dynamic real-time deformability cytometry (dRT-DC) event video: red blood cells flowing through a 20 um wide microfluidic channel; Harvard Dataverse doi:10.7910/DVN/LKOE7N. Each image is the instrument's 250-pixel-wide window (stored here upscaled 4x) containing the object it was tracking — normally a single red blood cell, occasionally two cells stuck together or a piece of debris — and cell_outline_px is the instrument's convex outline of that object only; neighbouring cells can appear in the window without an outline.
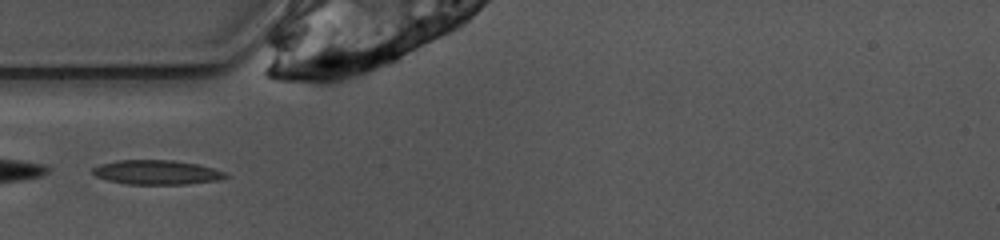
{"species": "common noctule bat (a hibernating species)", "species_latin": "Nyctalus noctula", "temperature_condition": "warm", "stored_images_in_passage": 40, "camera_frame_rate_fps": 3000, "um_per_image_px": 0.085, "animal": {"sex": "female", "body_mass_g": 10.0, "forearm_length_mm": 53.1}, "frame": {"image": 1, "passage_image": 3, "time_ms": 0.667, "image_size_px": [1000, 240], "cell_outline_px": [[228, 176], [224, 180], [184, 184], [124, 184], [108, 180], [96, 176], [92, 172], [92, 168], [100, 164], [116, 160], [172, 160], [196, 164], [212, 168], [224, 172]], "centroid_in_image_um": [13.31, 14.65], "position_along_channel_um": 71.7, "area_um2": 18.9}}
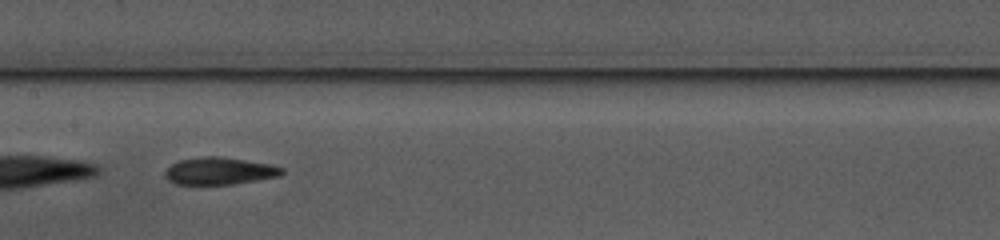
{"frame": {"image": 2, "passage_image": 12, "time_ms": 3.667, "image_size_px": [1000, 240], "cell_outline_px": [[284, 172], [280, 176], [232, 184], [176, 184], [168, 180], [164, 176], [164, 172], [172, 164], [180, 160], [204, 156], [220, 156], [272, 164], [284, 168]], "centroid_in_image_um": [18.67, 14.53], "position_along_channel_um": 188.7, "area_um2": 18.55}}
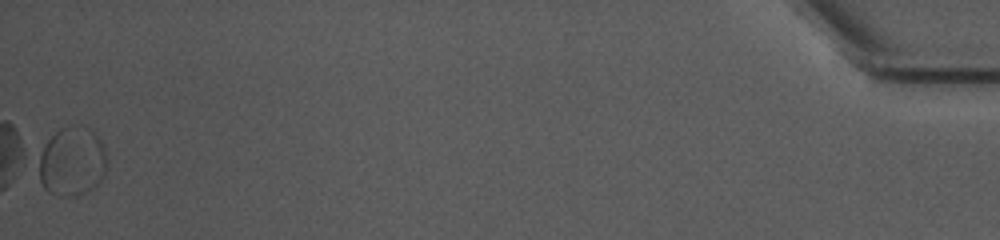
{"frame": {"image": 3, "passage_image": 39, "time_ms": 12.667, "image_size_px": [1000, 240], "cell_outline_px": [[108, 160], [104, 176], [92, 188], [76, 196], [64, 196], [88, 128], [92, 128], [100, 140], [104, 148]], "centroid_in_image_um": [7.48, 14.08], "position_along_channel_um": 427.7, "area_um2": 11.68}, "authors_computed_cell_mechanics": {"area_um2": 18.207, "velocity_mm_per_s": 3.859, "shape_relaxation_time_tau1_ms": 3.8995, "shape_relaxation_time_tau2_ms": 2.5739, "deformation_change_tau1": 0.1366, "deformation_change_tau2": 0.0823}}